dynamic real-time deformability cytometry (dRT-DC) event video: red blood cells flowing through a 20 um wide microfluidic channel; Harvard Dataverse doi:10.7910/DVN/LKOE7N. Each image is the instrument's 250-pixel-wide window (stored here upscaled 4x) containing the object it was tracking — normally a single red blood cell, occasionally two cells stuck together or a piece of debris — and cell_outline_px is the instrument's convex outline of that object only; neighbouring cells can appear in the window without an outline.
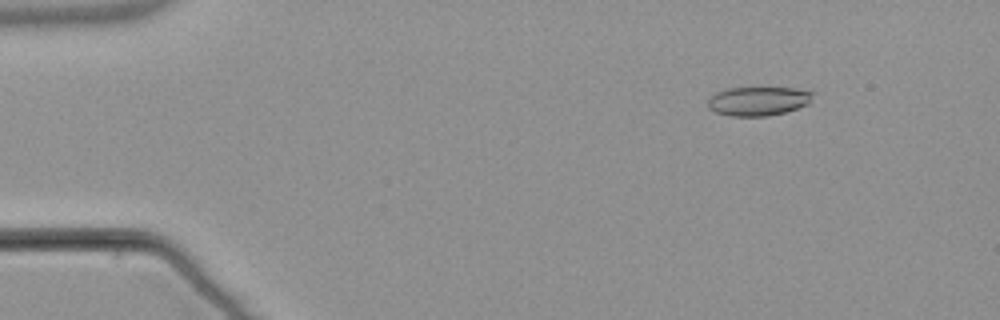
{"species": "common noctule bat (a hibernating species)", "species_latin": "Nyctalus noctula", "temperature_condition": "warm", "stored_images_in_passage": 54, "camera_frame_rate_fps": 3000, "um_per_image_px": 0.085, "animal": {"sex": "male", "body_mass_g": 21.5, "forearm_length_mm": 52.0}, "frame": {"image": 1, "passage_image": 7, "time_ms": 2.0, "image_size_px": [1000, 320], "cell_outline_px": [[816, 92], [808, 104], [784, 112], [768, 116], [728, 116], [716, 112], [708, 108], [708, 96], [716, 92], [728, 88], [796, 88]], "centroid_in_image_um": [64.43, 8.59], "position_along_channel_um": 20.6, "area_um2": 17.86}}
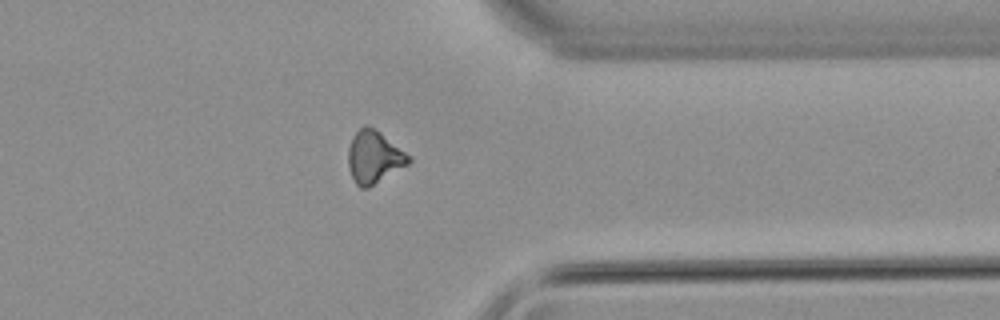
{"frame": {"image": 2, "passage_image": 43, "time_ms": 14.0, "image_size_px": [1000, 320], "cell_outline_px": [[412, 160], [408, 164], [368, 188], [360, 188], [356, 184], [348, 168], [348, 148], [352, 136], [364, 124], [368, 124], [380, 132], [412, 156]], "centroid_in_image_um": [31.79, 13.33], "position_along_channel_um": 379.6, "area_um2": 18.61}}
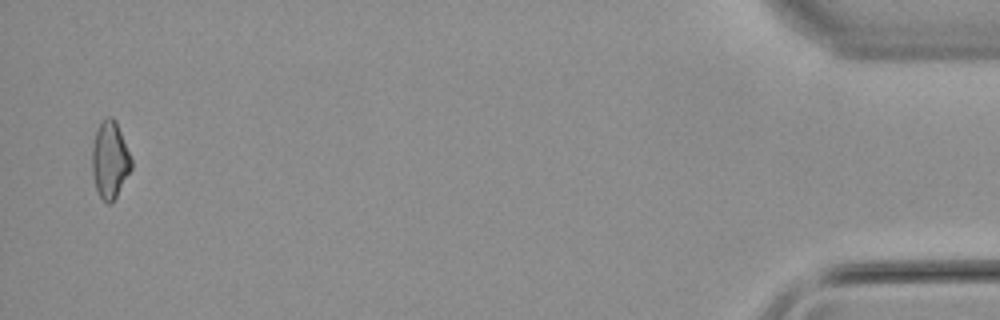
{"frame": {"image": 3, "passage_image": 53, "time_ms": 17.333, "image_size_px": [1000, 320], "cell_outline_px": [[132, 168], [112, 204], [108, 204], [100, 196], [96, 188], [92, 172], [92, 148], [96, 132], [100, 120], [104, 116], [112, 116], [116, 120], [132, 160]], "centroid_in_image_um": [9.34, 13.56], "position_along_channel_um": 425.9, "area_um2": 17.69}, "authors_computed_cell_mechanics": {"area_um2": 18.2648, "velocity_mm_per_s": 3.8223, "shape_relaxation_time_tau1_ms": null, "shape_relaxation_time_tau2_ms": 5.9529, "deformation_change_tau1": null, "deformation_change_tau2": 0.1603}}